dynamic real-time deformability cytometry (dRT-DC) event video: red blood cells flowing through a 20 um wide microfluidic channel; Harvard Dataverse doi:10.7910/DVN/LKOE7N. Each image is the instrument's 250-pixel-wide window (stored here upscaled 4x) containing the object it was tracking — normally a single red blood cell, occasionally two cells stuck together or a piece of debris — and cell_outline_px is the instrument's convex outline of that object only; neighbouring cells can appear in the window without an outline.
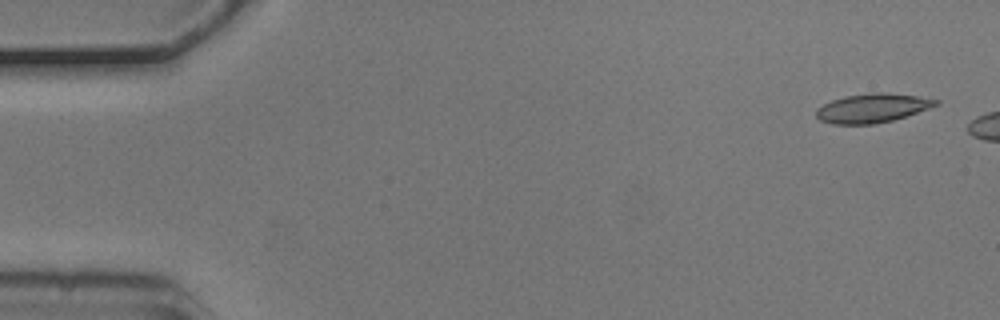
{"species": "common noctule bat (a hibernating species)", "species_latin": "Nyctalus noctula", "temperature_condition": "cold", "stored_images_in_passage": 8, "camera_frame_rate_fps": 3000, "um_per_image_px": 0.085, "animal": {"sex": "male", "body_mass_g": 20.5, "forearm_length_mm": 52.5}, "frame": {"image": 1, "passage_image": 1, "time_ms": 0.0, "image_size_px": [1000, 320], "cell_outline_px": [[940, 104], [892, 120], [872, 124], [832, 124], [820, 120], [816, 116], [816, 108], [832, 100], [844, 96], [872, 92], [884, 92], [916, 96], [940, 100]], "centroid_in_image_um": [74.12, 9.18], "position_along_channel_um": 10.9, "area_um2": 20.06}}
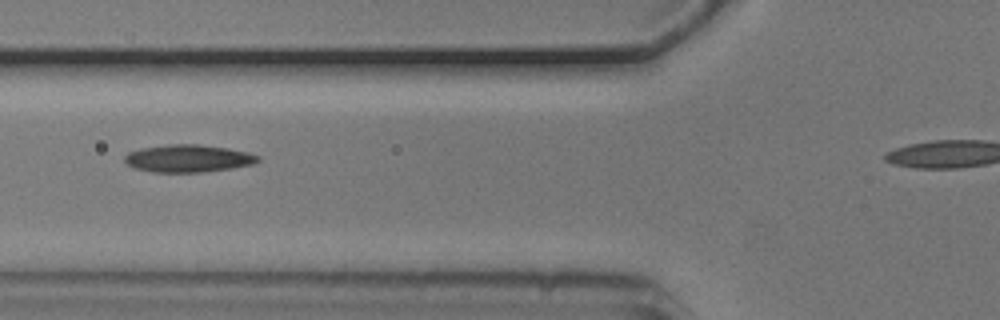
{"frame": {"image": 2, "passage_image": 6, "time_ms": 1.667, "image_size_px": [1000, 320], "cell_outline_px": [[260, 160], [252, 164], [232, 168], [200, 172], [152, 172], [136, 168], [128, 164], [124, 160], [124, 156], [128, 152], [140, 148], [172, 144], [196, 144], [228, 148], [248, 152], [260, 156]], "centroid_in_image_um": [16.0, 13.46], "position_along_channel_um": 109.8, "area_um2": 21.27}}
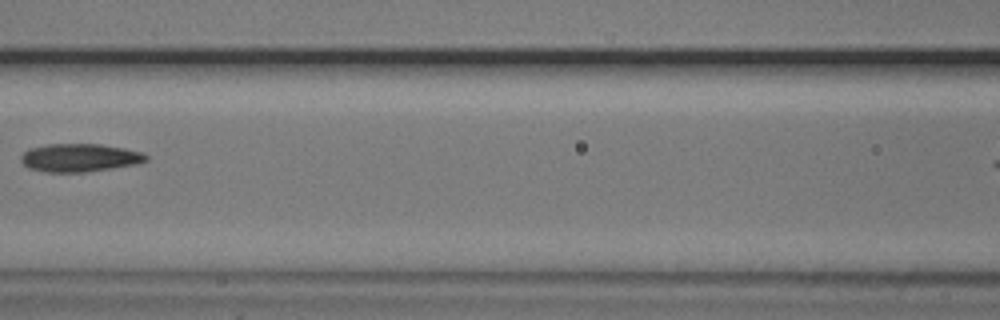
{"frame": {"image": 3, "passage_image": 7, "time_ms": 2.0, "image_size_px": [1000, 320], "cell_outline_px": [[148, 160], [136, 164], [112, 168], [84, 172], [44, 172], [28, 168], [20, 160], [20, 156], [28, 148], [48, 144], [100, 144], [124, 148], [144, 152], [148, 156]], "centroid_in_image_um": [6.76, 13.4], "position_along_channel_um": 159.8, "area_um2": 20.63}}